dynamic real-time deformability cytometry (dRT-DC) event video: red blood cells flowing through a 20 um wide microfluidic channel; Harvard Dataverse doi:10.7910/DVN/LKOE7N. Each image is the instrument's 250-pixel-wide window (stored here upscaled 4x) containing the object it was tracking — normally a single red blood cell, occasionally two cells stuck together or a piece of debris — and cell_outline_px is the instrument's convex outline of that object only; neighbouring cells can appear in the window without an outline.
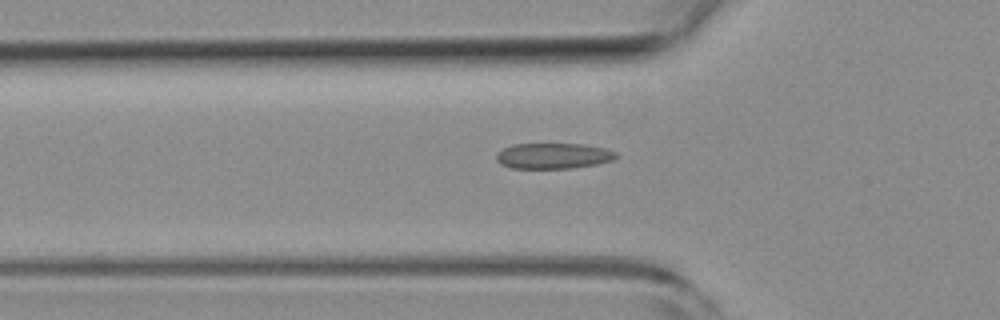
{"species": "common noctule bat (a hibernating species)", "species_latin": "Nyctalus noctula", "temperature_condition": "room temperature", "stored_images_in_passage": 43, "camera_frame_rate_fps": 3000, "um_per_image_px": 0.085, "animal": {"sex": "female", "body_mass_g": 19.3, "forearm_length_mm": 54.1}, "frame": {"image": 1, "passage_image": 8, "time_ms": 2.333, "image_size_px": [1000, 320], "cell_outline_px": [[616, 156], [612, 160], [596, 164], [572, 168], [512, 168], [500, 164], [496, 160], [496, 152], [512, 144], [584, 144], [604, 148], [616, 152]], "centroid_in_image_um": [46.98, 13.24], "position_along_channel_um": 78.8, "area_um2": 17.86}}
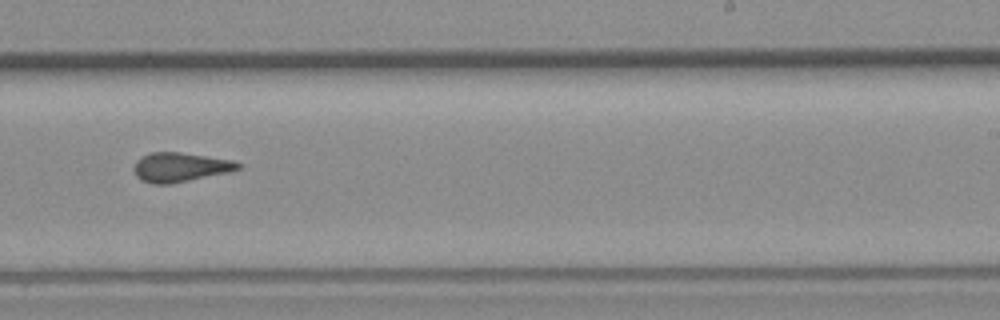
{"frame": {"image": 2, "passage_image": 23, "time_ms": 7.333, "image_size_px": [1000, 320], "cell_outline_px": [[240, 168], [228, 172], [172, 184], [152, 184], [140, 180], [136, 176], [132, 168], [136, 160], [152, 152], [180, 152], [232, 160], [240, 164]], "centroid_in_image_um": [15.26, 14.22], "position_along_channel_um": 273.7, "area_um2": 17.74}}
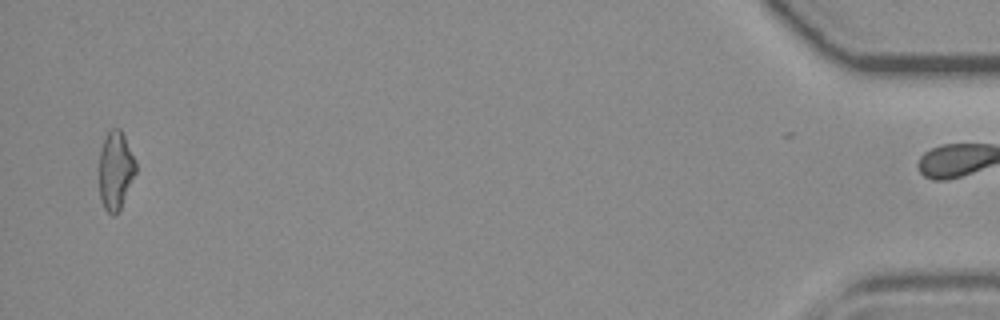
{"frame": {"image": 3, "passage_image": 42, "time_ms": 13.667, "image_size_px": [1000, 320], "cell_outline_px": [[136, 172], [120, 208], [116, 216], [112, 216], [104, 208], [100, 200], [100, 148], [104, 136], [112, 128], [120, 128], [136, 160]], "centroid_in_image_um": [9.82, 14.48], "position_along_channel_um": 425.4, "area_um2": 16.7}, "authors_computed_cell_mechanics": {"area_um2": 17.629, "velocity_mm_per_s": 3.8832, "shape_relaxation_time_tau1_ms": null, "shape_relaxation_time_tau2_ms": 1.7582, "deformation_change_tau1": null, "deformation_change_tau2": 0.1028}}